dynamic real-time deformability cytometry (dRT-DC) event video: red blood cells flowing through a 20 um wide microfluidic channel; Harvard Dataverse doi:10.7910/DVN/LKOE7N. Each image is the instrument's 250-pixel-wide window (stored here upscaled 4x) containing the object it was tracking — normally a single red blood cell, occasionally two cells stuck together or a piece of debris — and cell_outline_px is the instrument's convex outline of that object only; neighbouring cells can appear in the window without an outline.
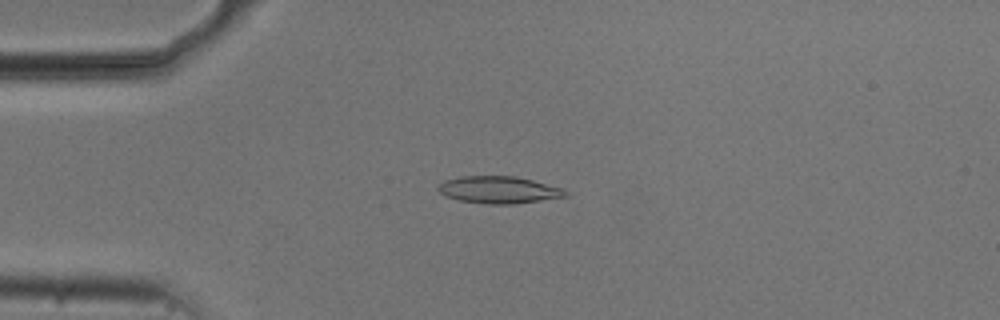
{"species": "common noctule bat (a hibernating species)", "species_latin": "Nyctalus noctula", "temperature_condition": "cold", "stored_images_in_passage": 53, "camera_frame_rate_fps": 3000, "um_per_image_px": 0.085, "animal": {"sex": "male", "body_mass_g": 20.5, "forearm_length_mm": 52.5}, "frame": {"image": 1, "passage_image": 13, "time_ms": 4.0, "image_size_px": [1000, 320], "cell_outline_px": [[568, 196], [516, 204], [488, 204], [460, 200], [444, 196], [436, 188], [444, 180], [460, 176], [516, 176], [564, 188], [568, 192]], "centroid_in_image_um": [42.41, 16.13], "position_along_channel_um": 42.6, "area_um2": 20.23}}
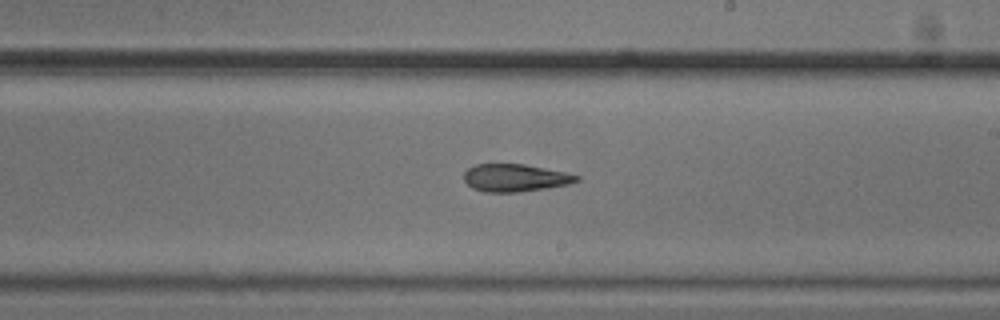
{"frame": {"image": 2, "passage_image": 31, "time_ms": 10.0, "image_size_px": [1000, 320], "cell_outline_px": [[580, 180], [568, 184], [520, 192], [484, 192], [472, 188], [464, 180], [464, 172], [468, 168], [476, 164], [524, 164], [564, 172], [580, 176]], "centroid_in_image_um": [43.76, 15.11], "position_along_channel_um": 245.2, "area_um2": 17.98}}
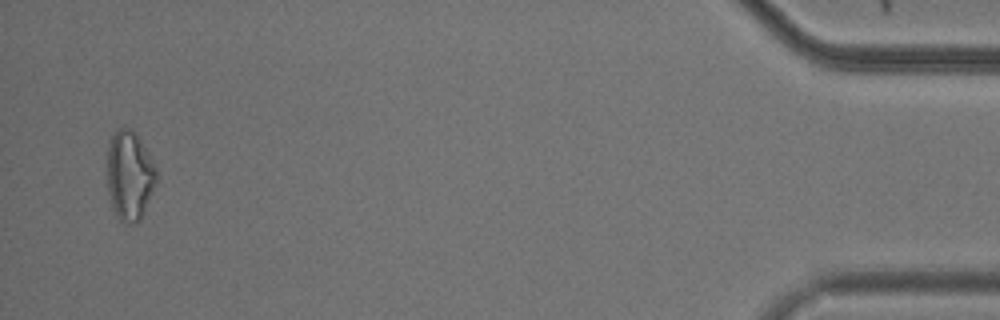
{"frame": {"image": 3, "passage_image": 52, "time_ms": 17.0, "image_size_px": [1000, 320], "cell_outline_px": [[156, 184], [140, 220], [136, 224], [124, 224], [120, 220], [112, 208], [108, 192], [108, 148], [112, 136], [116, 128], [132, 128], [140, 140], [156, 168]], "centroid_in_image_um": [11.01, 14.95], "position_along_channel_um": 424.2, "area_um2": 25.49}, "authors_computed_cell_mechanics": {"area_um2": 19.363, "velocity_mm_per_s": 3.733, "shape_relaxation_time_tau1_ms": 5.6502, "shape_relaxation_time_tau2_ms": 3.9098, "deformation_change_tau1": 0.1599, "deformation_change_tau2": 0.13}}